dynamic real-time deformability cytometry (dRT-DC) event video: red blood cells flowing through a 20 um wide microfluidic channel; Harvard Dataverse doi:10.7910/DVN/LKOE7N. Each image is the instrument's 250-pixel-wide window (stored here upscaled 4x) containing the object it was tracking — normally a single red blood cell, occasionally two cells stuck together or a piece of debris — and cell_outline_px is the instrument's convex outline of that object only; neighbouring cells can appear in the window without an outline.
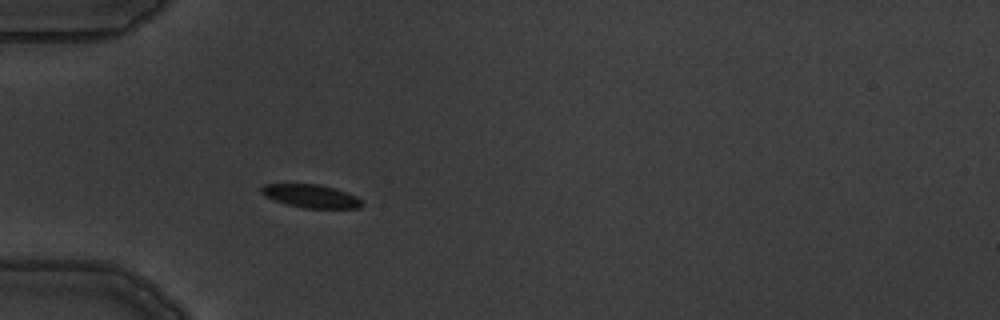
{"species": "common noctule bat (a hibernating species)", "species_latin": "Nyctalus noctula", "temperature_condition": "warm", "stored_images_in_passage": 3, "camera_frame_rate_fps": 3000, "um_per_image_px": 0.085, "animal": {"sex": "male", "body_mass_g": 19.5, "forearm_length_mm": 54.6}, "frame": {"image": 1, "passage_image": 3, "time_ms": 2.333, "image_size_px": [1000, 320], "cell_outline_px": [[364, 204], [360, 208], [304, 208], [288, 204], [264, 196], [260, 192], [260, 188], [264, 184], [316, 184], [332, 188], [356, 196]], "centroid_in_image_um": [26.41, 16.67], "position_along_channel_um": 58.6, "area_um2": 13.35}}